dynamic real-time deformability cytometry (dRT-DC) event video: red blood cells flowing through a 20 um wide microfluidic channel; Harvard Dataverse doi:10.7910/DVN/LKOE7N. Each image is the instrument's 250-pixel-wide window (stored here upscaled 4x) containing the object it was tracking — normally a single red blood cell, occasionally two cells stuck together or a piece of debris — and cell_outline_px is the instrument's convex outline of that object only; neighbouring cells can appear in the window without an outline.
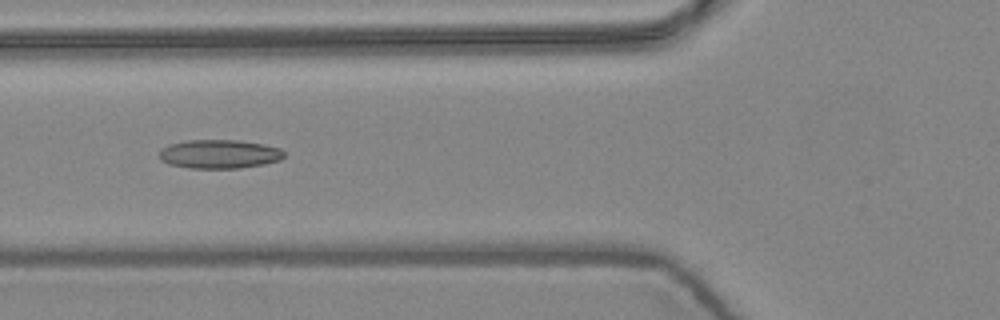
{"species": "common noctule bat (a hibernating species)", "species_latin": "Nyctalus noctula", "temperature_condition": "warm", "stored_images_in_passage": 10, "camera_frame_rate_fps": 3000, "um_per_image_px": 0.085, "animal": {"sex": "female", "body_mass_g": 24.6, "forearm_length_mm": 56.2}, "frame": {"image": 1, "passage_image": 5, "time_ms": 1.333, "image_size_px": [1000, 320], "cell_outline_px": [[284, 156], [280, 160], [264, 164], [240, 168], [188, 168], [168, 164], [160, 160], [160, 148], [168, 144], [188, 140], [236, 140], [264, 144], [280, 148], [284, 152]], "centroid_in_image_um": [18.62, 13.09], "position_along_channel_um": 107.2, "area_um2": 21.1}}
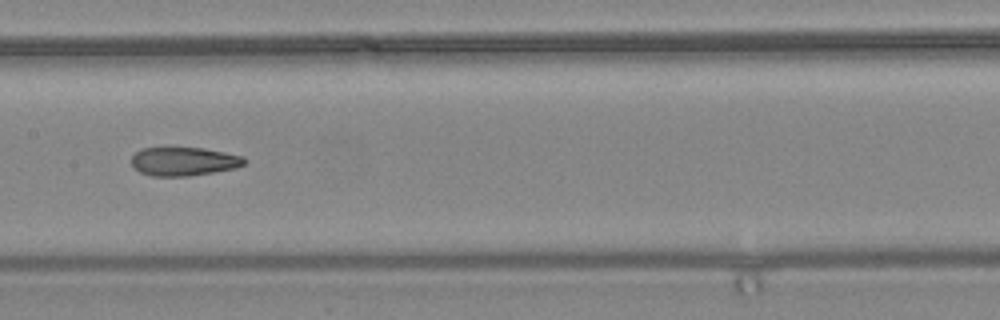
{"frame": {"image": 2, "passage_image": 7, "time_ms": 2.0, "image_size_px": [1000, 320], "cell_outline_px": [[248, 160], [244, 164], [236, 168], [188, 176], [152, 176], [140, 172], [132, 164], [132, 156], [140, 148], [204, 148], [244, 156]], "centroid_in_image_um": [15.65, 13.72], "position_along_channel_um": 191.8, "area_um2": 18.79}}
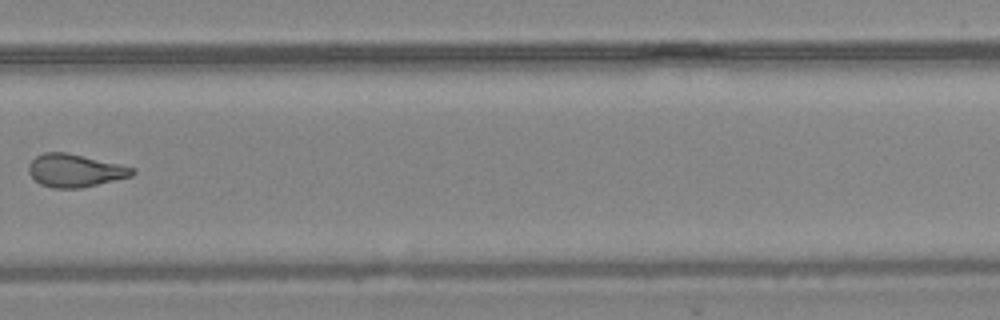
{"frame": {"image": 3, "passage_image": 10, "time_ms": 3.0, "image_size_px": [1000, 320], "cell_outline_px": [[136, 172], [132, 176], [80, 188], [52, 188], [40, 184], [28, 172], [28, 164], [36, 156], [44, 152], [68, 152], [120, 164], [136, 168]], "centroid_in_image_um": [6.38, 14.48], "position_along_channel_um": 323.4, "area_um2": 19.94}}